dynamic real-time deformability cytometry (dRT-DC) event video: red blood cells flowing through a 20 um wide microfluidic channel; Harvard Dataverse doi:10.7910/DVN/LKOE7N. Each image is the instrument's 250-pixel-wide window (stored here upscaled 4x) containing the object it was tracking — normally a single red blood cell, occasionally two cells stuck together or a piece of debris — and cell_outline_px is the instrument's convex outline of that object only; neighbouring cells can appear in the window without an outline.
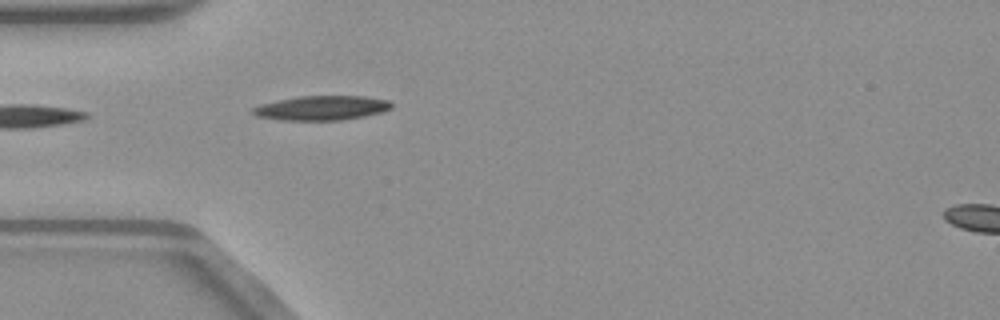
{"species": "common noctule bat (a hibernating species)", "species_latin": "Nyctalus noctula", "temperature_condition": "warm", "stored_images_in_passage": 15, "camera_frame_rate_fps": 3000, "um_per_image_px": 0.085, "animal": {"sex": "male", "body_mass_g": 23.1, "forearm_length_mm": 52.7}, "frame": {"image": 1, "passage_image": 1, "time_ms": 0.0, "image_size_px": [1000, 320], "cell_outline_px": [[392, 108], [380, 112], [364, 116], [340, 120], [284, 120], [256, 116], [252, 112], [252, 108], [260, 104], [300, 96], [364, 96], [388, 100], [392, 104]], "centroid_in_image_um": [27.35, 9.17], "position_along_channel_um": 57.7, "area_um2": 19.54}}
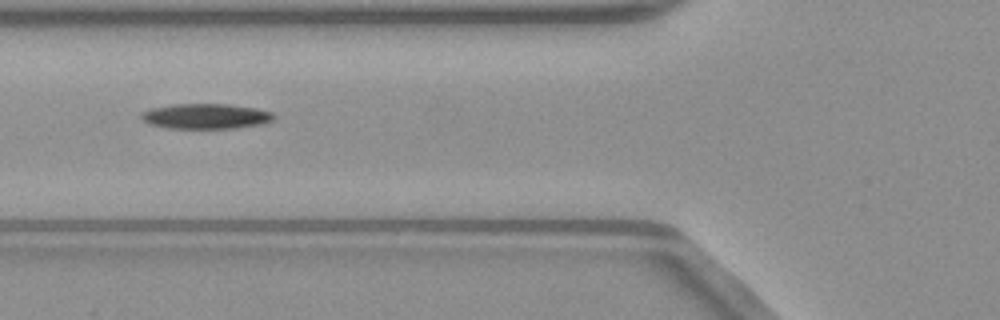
{"frame": {"image": 2, "passage_image": 5, "time_ms": 1.333, "image_size_px": [1000, 320], "cell_outline_px": [[276, 116], [272, 120], [264, 124], [236, 128], [168, 128], [148, 124], [140, 116], [144, 112], [152, 108], [172, 104], [228, 104], [256, 108], [272, 112]], "centroid_in_image_um": [17.53, 9.88], "position_along_channel_um": 108.3, "area_um2": 19.48}}